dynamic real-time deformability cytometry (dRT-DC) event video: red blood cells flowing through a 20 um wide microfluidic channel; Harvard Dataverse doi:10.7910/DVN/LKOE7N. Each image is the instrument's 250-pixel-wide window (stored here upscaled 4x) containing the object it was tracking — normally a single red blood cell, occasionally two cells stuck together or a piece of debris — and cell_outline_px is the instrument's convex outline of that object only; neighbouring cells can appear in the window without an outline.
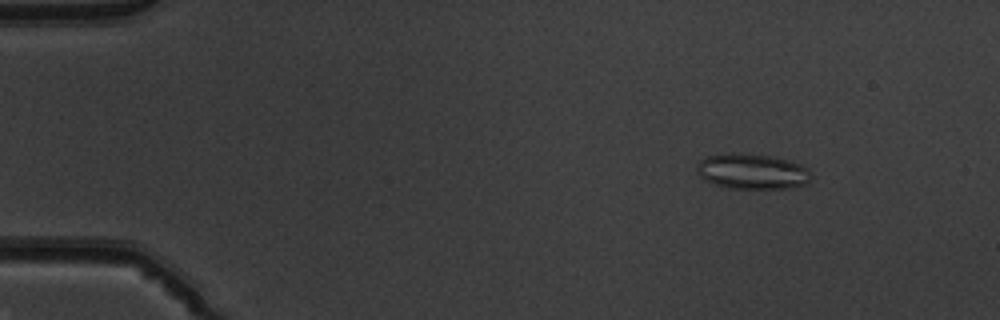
{"species": "common noctule bat (a hibernating species)", "species_latin": "Nyctalus noctula", "temperature_condition": "warm", "stored_images_in_passage": 46, "camera_frame_rate_fps": 3000, "um_per_image_px": 0.085, "animal": {"sex": "male", "body_mass_g": 19.5, "forearm_length_mm": 54.6}, "frame": {"image": 1, "passage_image": 2, "time_ms": 0.333, "image_size_px": [1000, 320], "cell_outline_px": [[812, 176], [804, 184], [792, 188], [728, 188], [712, 184], [704, 180], [700, 176], [696, 168], [700, 160], [708, 156], [728, 152], [776, 156], [800, 164]], "centroid_in_image_um": [63.89, 14.56], "position_along_channel_um": 21.1, "area_um2": 23.58}}
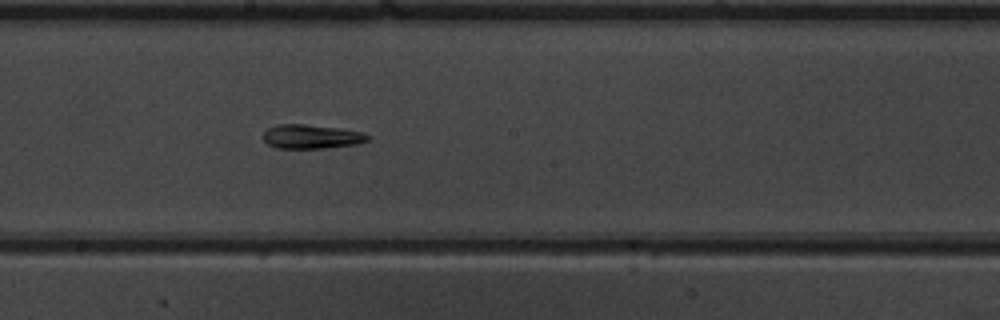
{"frame": {"image": 2, "passage_image": 24, "time_ms": 7.667, "image_size_px": [1000, 320], "cell_outline_px": [[372, 136], [368, 140], [356, 144], [324, 148], [276, 148], [268, 144], [264, 140], [264, 132], [268, 128], [276, 124], [304, 124], [340, 128], [360, 132]], "centroid_in_image_um": [26.46, 11.6], "position_along_channel_um": 221.7, "area_um2": 14.62}}
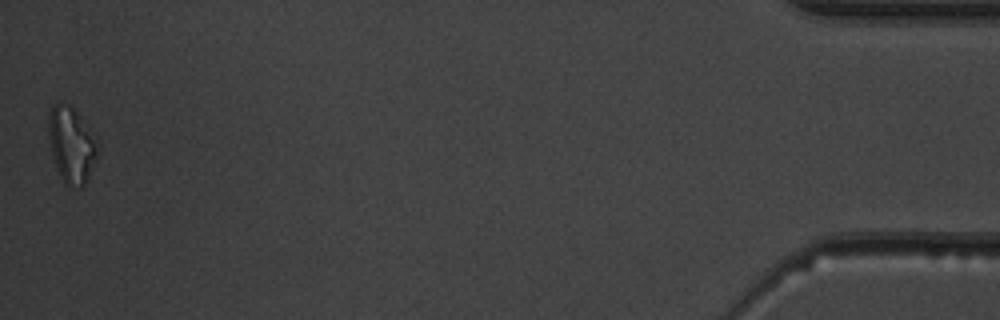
{"frame": {"image": 3, "passage_image": 46, "time_ms": 15.0, "image_size_px": [1000, 320], "cell_outline_px": [[100, 152], [84, 184], [80, 188], [64, 184], [56, 164], [52, 152], [48, 132], [48, 116], [52, 104], [60, 100], [68, 104], [80, 116], [96, 136]], "centroid_in_image_um": [6.09, 12.26], "position_along_channel_um": 429.1, "area_um2": 21.79}, "authors_computed_cell_mechanics": {"area_um2": 15.4326, "velocity_mm_per_s": 4.021, "shape_relaxation_time_tau1_ms": null, "shape_relaxation_time_tau2_ms": 2.1365, "deformation_change_tau1": null, "deformation_change_tau2": 0.1212}}